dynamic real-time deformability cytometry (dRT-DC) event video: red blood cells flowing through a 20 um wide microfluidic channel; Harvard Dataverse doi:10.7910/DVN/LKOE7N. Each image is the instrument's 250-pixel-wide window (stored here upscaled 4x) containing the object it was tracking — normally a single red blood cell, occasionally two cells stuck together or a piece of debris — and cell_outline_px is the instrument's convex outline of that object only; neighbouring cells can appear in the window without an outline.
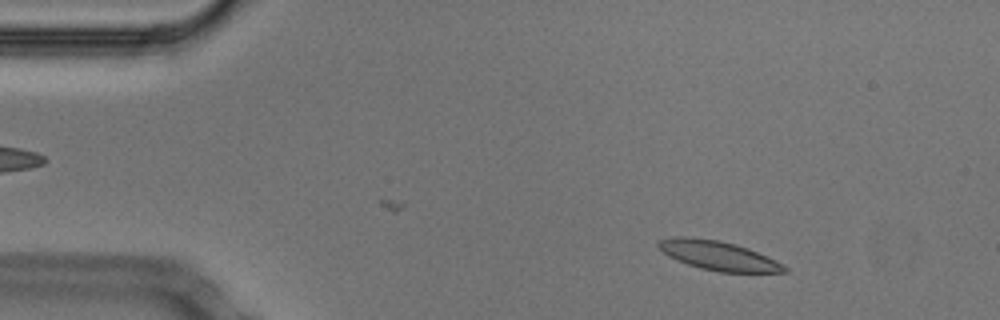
{"species": "Egyptian fruit bat (a non-hibernating species)", "species_latin": "Rousettus aegyptiacus", "temperature_condition": "cold", "stored_images_in_passage": 44, "camera_frame_rate_fps": 3000, "um_per_image_px": 0.085, "animal": {"sex": "male"}, "frame": {"image": 1, "passage_image": 5, "time_ms": 1.333, "image_size_px": [1000, 320], "cell_outline_px": [[788, 272], [720, 272], [700, 268], [688, 264], [668, 256], [656, 244], [660, 240], [672, 236], [684, 236], [720, 240], [748, 248], [784, 264], [788, 268]], "centroid_in_image_um": [61.06, 21.72], "position_along_channel_um": 23.9, "area_um2": 21.33}}
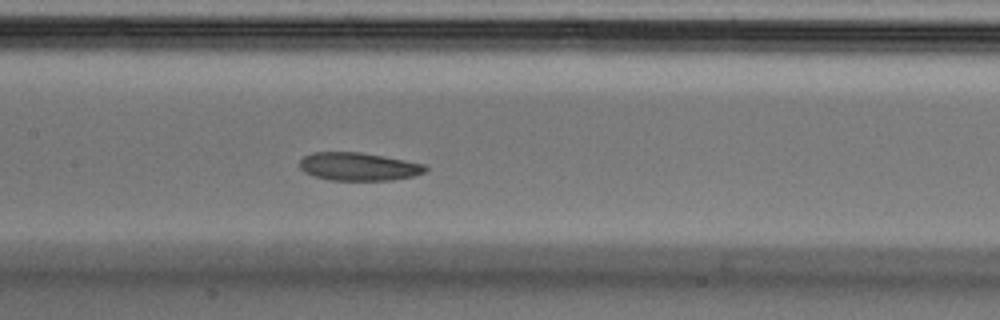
{"frame": {"image": 2, "passage_image": 23, "time_ms": 7.333, "image_size_px": [1000, 320], "cell_outline_px": [[428, 168], [424, 172], [412, 176], [392, 180], [328, 180], [304, 172], [300, 168], [300, 160], [304, 156], [312, 152], [360, 152], [384, 156], [424, 164]], "centroid_in_image_um": [30.46, 14.15], "position_along_channel_um": 176.9, "area_um2": 20.46}}
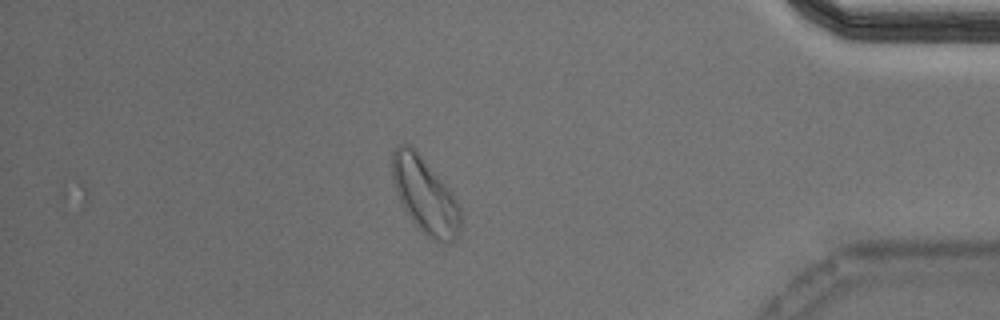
{"frame": {"image": 3, "passage_image": 44, "time_ms": 14.333, "image_size_px": [1000, 320], "cell_outline_px": [[460, 236], [456, 240], [448, 244], [444, 244], [432, 240], [412, 220], [404, 208], [396, 192], [392, 180], [392, 152], [400, 144], [408, 144], [420, 156], [448, 188], [456, 200], [460, 208]], "centroid_in_image_um": [36.14, 16.67], "position_along_channel_um": 399.1, "area_um2": 29.65}, "authors_computed_cell_mechanics": {"area_um2": 21.1837, "velocity_mm_per_s": 3.7062, "shape_relaxation_time_tau1_ms": 5.1193, "shape_relaxation_time_tau2_ms": 2.0272, "deformation_change_tau1": 0.1179, "deformation_change_tau2": 0.0767}}